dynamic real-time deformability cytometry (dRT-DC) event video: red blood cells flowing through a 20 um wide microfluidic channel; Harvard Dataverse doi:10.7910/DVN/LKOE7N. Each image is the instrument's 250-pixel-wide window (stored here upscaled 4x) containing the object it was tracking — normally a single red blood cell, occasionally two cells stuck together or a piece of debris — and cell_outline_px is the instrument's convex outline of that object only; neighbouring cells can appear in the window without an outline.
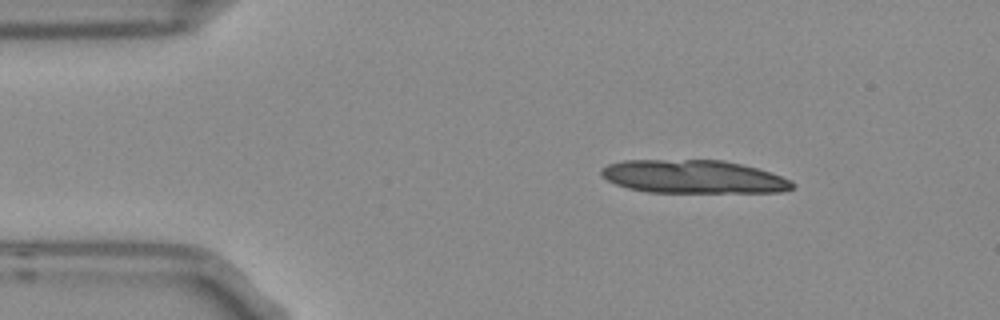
{"species": "Egyptian fruit bat (a non-hibernating species)", "species_latin": "Rousettus aegyptiacus", "temperature_condition": "room temperature", "stored_images_in_passage": 4, "segment_of_instrument_passage": [1, 2], "camera_frame_rate_fps": 3000, "um_per_image_px": 0.085, "frame": {"image": 1, "passage_image": 1, "time_ms": 0.0, "image_size_px": [1000, 320], "cell_outline_px": [[792, 188], [784, 192], [648, 192], [628, 188], [616, 184], [600, 176], [600, 168], [608, 164], [624, 160], [724, 160], [756, 168], [780, 176], [788, 180], [792, 184]], "centroid_in_image_um": [58.86, 15.02], "position_along_channel_um": 26.1, "area_um2": 36.82}}